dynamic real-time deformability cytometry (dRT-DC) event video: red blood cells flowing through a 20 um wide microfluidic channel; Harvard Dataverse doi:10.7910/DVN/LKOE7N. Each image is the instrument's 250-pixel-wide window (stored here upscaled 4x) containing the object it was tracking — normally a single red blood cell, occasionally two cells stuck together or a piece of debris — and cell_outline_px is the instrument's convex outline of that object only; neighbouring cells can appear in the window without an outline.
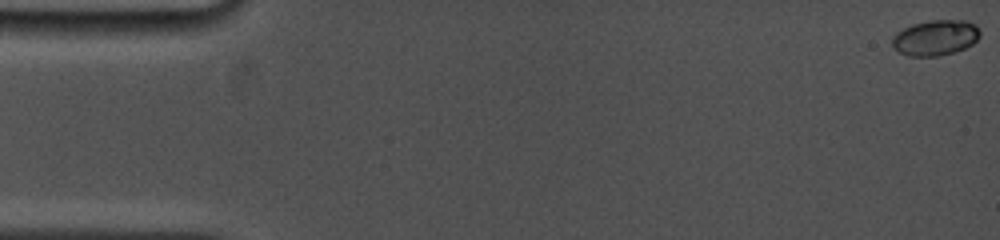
{"species": "common noctule bat (a hibernating species)", "species_latin": "Nyctalus noctula", "temperature_condition": "cold", "stored_images_in_passage": 48, "camera_frame_rate_fps": 5000, "um_per_image_px": 0.085, "animal": {"sex": "female", "body_mass_g": 19.0, "forearm_length_mm": 53.3}, "frame": {"image": 1, "passage_image": 1, "time_ms": 0.0, "image_size_px": [1000, 240], "cell_outline_px": [[980, 36], [972, 44], [964, 48], [940, 56], [908, 56], [892, 48], [892, 36], [896, 32], [912, 24], [928, 20], [964, 20], [976, 24], [980, 28]], "centroid_in_image_um": [79.5, 3.19], "position_along_channel_um": 5.5, "area_um2": 18.32}}
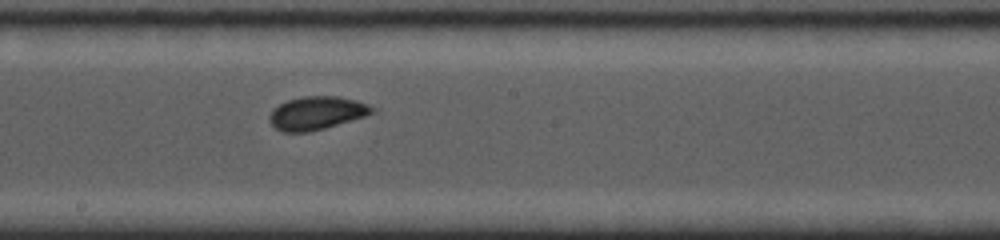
{"frame": {"image": 2, "passage_image": 20, "time_ms": 9.4, "image_size_px": [1000, 240], "cell_outline_px": [[376, 112], [364, 116], [324, 128], [308, 132], [280, 132], [268, 120], [268, 116], [280, 104], [288, 100], [304, 96], [340, 96], [356, 100], [368, 104], [376, 108]], "centroid_in_image_um": [26.93, 9.6], "position_along_channel_um": 221.3, "area_um2": 19.77}}
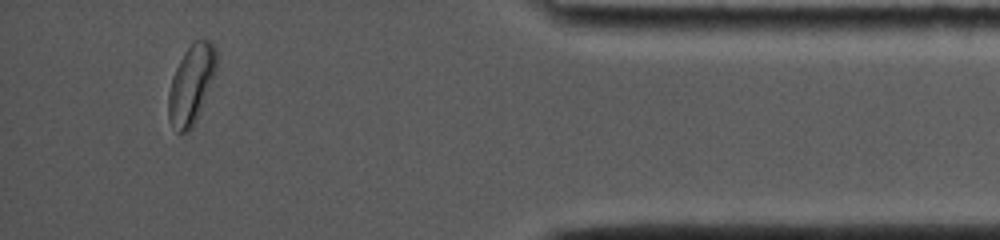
{"frame": {"image": 3, "passage_image": 42, "time_ms": 15.4, "image_size_px": [1000, 240], "cell_outline_px": [[216, 72], [196, 120], [192, 128], [188, 132], [180, 132], [168, 120], [168, 92], [172, 76], [184, 52], [192, 40], [208, 40], [216, 48]], "centroid_in_image_um": [16.25, 7.15], "position_along_channel_um": 419.0, "area_um2": 21.96}, "authors_computed_cell_mechanics": {"area_um2": 19.9121, "velocity_mm_per_s": 3.8132, "shape_relaxation_time_tau1_ms": 1.8708, "shape_relaxation_time_tau2_ms": 2.5556, "deformation_change_tau1": 0.0685, "deformation_change_tau2": 0.0638}}